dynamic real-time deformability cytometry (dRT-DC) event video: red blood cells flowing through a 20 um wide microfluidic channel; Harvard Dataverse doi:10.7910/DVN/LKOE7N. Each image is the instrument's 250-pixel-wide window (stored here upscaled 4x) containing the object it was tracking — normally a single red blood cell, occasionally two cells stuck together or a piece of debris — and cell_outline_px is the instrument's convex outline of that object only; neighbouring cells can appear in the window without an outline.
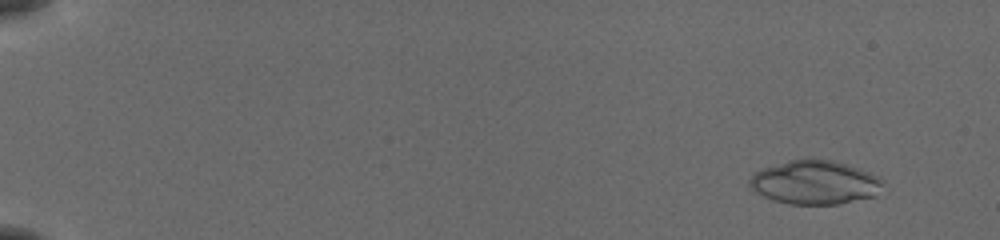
{"species": "common noctule bat (a hibernating species)", "species_latin": "Nyctalus noctula", "temperature_condition": "cold", "stored_images_in_passage": 55, "camera_frame_rate_fps": 3000, "um_per_image_px": 0.085, "animal": {"sex": "female", "body_mass_g": 19.5, "forearm_length_mm": 54.1}, "frame": {"image": 1, "passage_image": 5, "time_ms": 1.333, "image_size_px": [1000, 240], "cell_outline_px": [[880, 184], [876, 196], [836, 204], [788, 204], [772, 200], [756, 192], [748, 184], [748, 180], [756, 172], [764, 168], [792, 160], [832, 160], [880, 176]], "centroid_in_image_um": [69.23, 15.53], "position_along_channel_um": 15.8, "area_um2": 33.23}}